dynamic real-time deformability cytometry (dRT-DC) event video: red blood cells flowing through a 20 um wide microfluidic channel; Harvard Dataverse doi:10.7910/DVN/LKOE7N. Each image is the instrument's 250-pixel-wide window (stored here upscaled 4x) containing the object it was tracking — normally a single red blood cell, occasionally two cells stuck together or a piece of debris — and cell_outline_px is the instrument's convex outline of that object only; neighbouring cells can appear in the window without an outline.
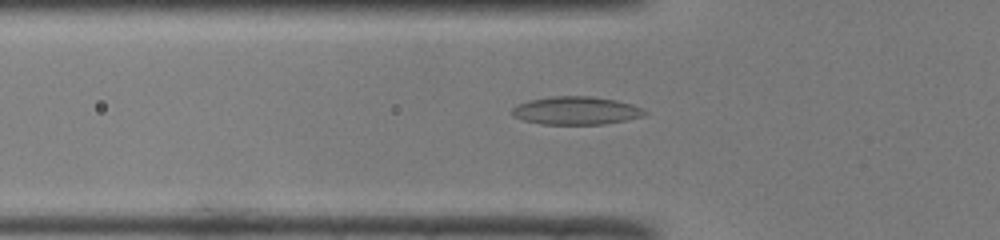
{"species": "common noctule bat (a hibernating species)", "species_latin": "Nyctalus noctula", "temperature_condition": "room temperature", "stored_images_in_passage": 50, "camera_frame_rate_fps": 3000, "um_per_image_px": 0.085, "animal": {"sex": "male", "body_mass_g": 19.0, "forearm_length_mm": 50.8}, "frame": {"image": 1, "passage_image": 17, "time_ms": 5.333, "image_size_px": [1000, 240], "cell_outline_px": [[648, 112], [644, 116], [604, 124], [544, 124], [524, 120], [512, 116], [512, 108], [520, 104], [532, 100], [552, 96], [592, 96], [616, 100], [632, 104], [644, 108]], "centroid_in_image_um": [49.02, 9.4], "position_along_channel_um": 76.8, "area_um2": 21.56}}
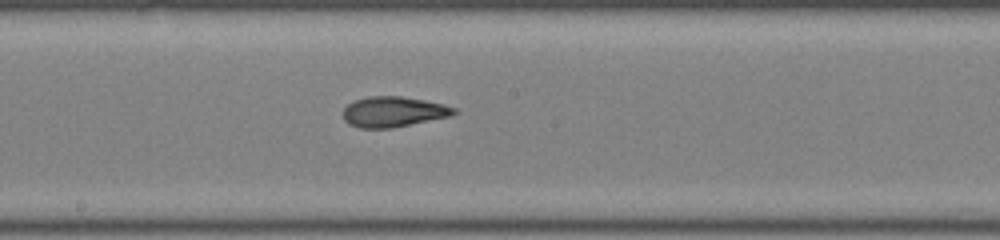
{"frame": {"image": 2, "passage_image": 27, "time_ms": 8.667, "image_size_px": [1000, 240], "cell_outline_px": [[460, 112], [452, 116], [392, 128], [360, 128], [348, 124], [344, 120], [344, 108], [352, 100], [368, 96], [400, 96], [424, 100], [444, 104], [456, 108]], "centroid_in_image_um": [33.46, 9.5], "position_along_channel_um": 214.7, "area_um2": 19.88}}
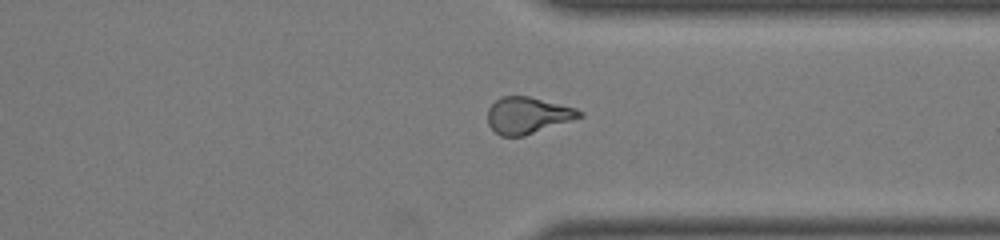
{"frame": {"image": 3, "passage_image": 38, "time_ms": 12.333, "image_size_px": [1000, 240], "cell_outline_px": [[584, 116], [524, 136], [500, 136], [488, 124], [488, 108], [496, 100], [504, 96], [528, 96], [576, 108], [584, 112]], "centroid_in_image_um": [44.86, 9.8], "position_along_channel_um": 366.5, "area_um2": 19.42}}